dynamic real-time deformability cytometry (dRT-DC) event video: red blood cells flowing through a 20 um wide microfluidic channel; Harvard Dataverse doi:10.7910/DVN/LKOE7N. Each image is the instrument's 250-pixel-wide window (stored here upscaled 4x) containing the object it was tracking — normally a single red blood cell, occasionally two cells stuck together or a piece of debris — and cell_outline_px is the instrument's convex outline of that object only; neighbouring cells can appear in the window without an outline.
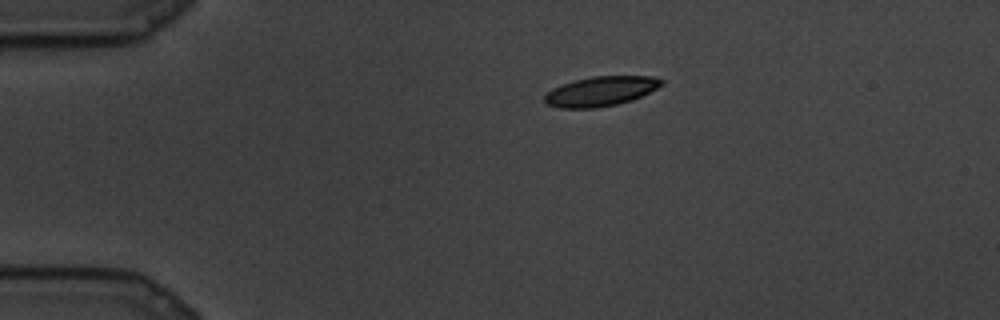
{"species": "common noctule bat (a hibernating species)", "species_latin": "Nyctalus noctula", "temperature_condition": "cold", "stored_images_in_passage": 66, "camera_frame_rate_fps": 3000, "um_per_image_px": 0.085, "animal": {"sex": "male", "body_mass_g": 19.5, "forearm_length_mm": 54.6}, "frame": {"image": 1, "passage_image": 1, "time_ms": 0.0, "image_size_px": [1000, 320], "cell_outline_px": [[664, 84], [632, 100], [616, 104], [596, 108], [560, 108], [544, 104], [544, 96], [552, 88], [572, 80], [592, 76], [652, 76], [664, 80]], "centroid_in_image_um": [51.02, 7.75], "position_along_channel_um": 34.0, "area_um2": 20.29}}
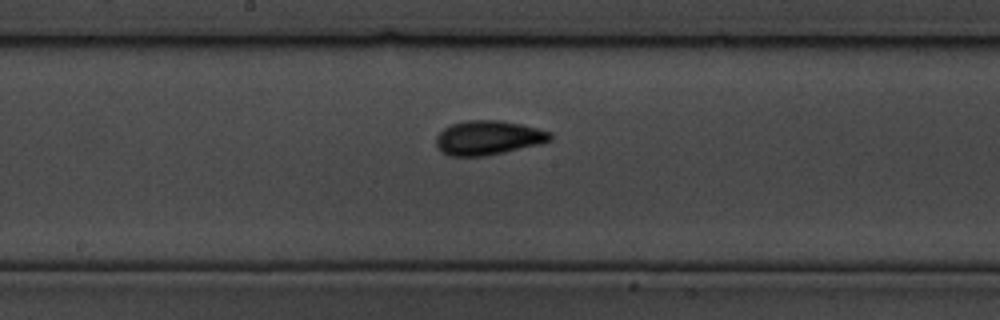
{"frame": {"image": 2, "passage_image": 29, "time_ms": 9.333, "image_size_px": [1000, 320], "cell_outline_px": [[552, 140], [540, 144], [504, 152], [484, 156], [448, 156], [440, 152], [436, 144], [436, 136], [444, 128], [452, 124], [468, 120], [496, 120], [520, 124], [552, 132]], "centroid_in_image_um": [41.48, 11.72], "position_along_channel_um": 206.7, "area_um2": 22.77}}
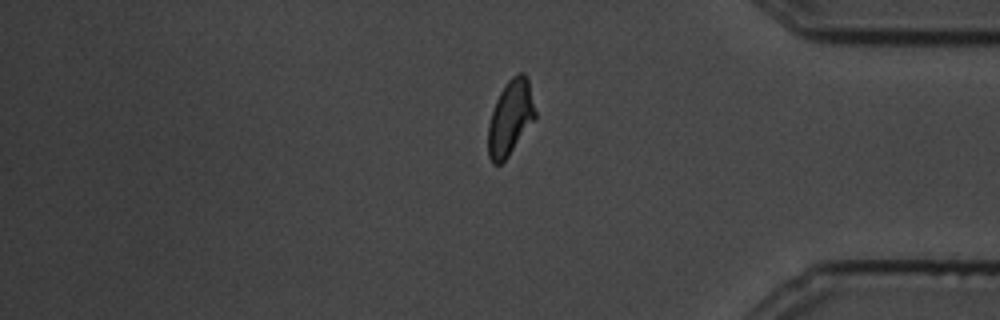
{"frame": {"image": 3, "passage_image": 55, "time_ms": 18.0, "image_size_px": [1000, 320], "cell_outline_px": [[536, 116], [508, 156], [500, 164], [492, 164], [488, 156], [488, 124], [496, 100], [500, 92], [508, 80], [512, 76], [520, 72], [524, 72], [528, 80], [536, 112]], "centroid_in_image_um": [43.36, 10.0], "position_along_channel_um": 391.8, "area_um2": 20.29}}